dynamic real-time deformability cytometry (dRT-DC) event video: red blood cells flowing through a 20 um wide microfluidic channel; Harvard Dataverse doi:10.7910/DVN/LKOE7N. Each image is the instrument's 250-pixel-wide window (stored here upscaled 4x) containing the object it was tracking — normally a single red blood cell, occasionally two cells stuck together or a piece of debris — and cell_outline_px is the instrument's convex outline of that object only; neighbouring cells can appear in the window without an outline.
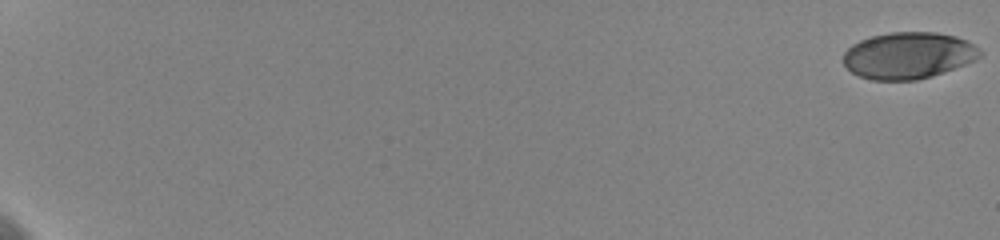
{"species": "human", "species_latin": "Homo sapiens", "temperature_condition": "cold", "stored_images_in_passage": 57, "camera_frame_rate_fps": 3000, "um_per_image_px": 0.085, "donor": {"sex": "female"}, "frame": {"image": 1, "passage_image": 1, "time_ms": 0.0, "image_size_px": [1000, 240], "cell_outline_px": [[984, 56], [976, 60], [916, 80], [872, 80], [860, 76], [852, 72], [844, 64], [844, 52], [852, 44], [860, 40], [872, 36], [888, 32], [936, 32], [956, 36], [980, 48], [984, 52]], "centroid_in_image_um": [77.22, 4.7], "position_along_channel_um": 7.8, "area_um2": 36.93}}
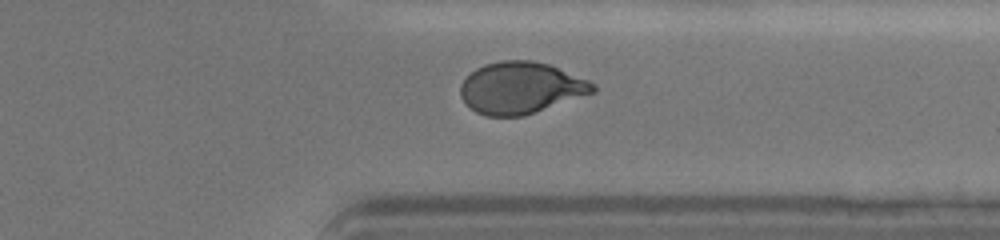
{"frame": {"image": 2, "passage_image": 50, "time_ms": 16.333, "image_size_px": [1000, 240], "cell_outline_px": [[596, 92], [524, 116], [488, 116], [476, 112], [460, 96], [460, 84], [476, 68], [484, 64], [500, 60], [532, 60], [548, 64], [588, 80], [596, 84]], "centroid_in_image_um": [44.28, 7.46], "position_along_channel_um": 367.1, "area_um2": 39.82}}
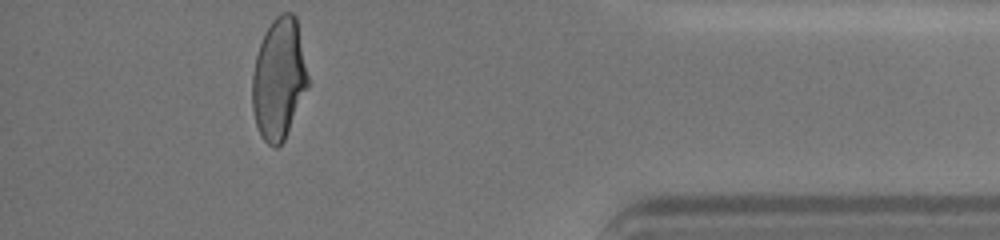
{"frame": {"image": 3, "passage_image": 56, "time_ms": 18.333, "image_size_px": [1000, 240], "cell_outline_px": [[308, 88], [284, 140], [276, 148], [268, 144], [260, 136], [256, 124], [252, 108], [252, 72], [256, 56], [260, 44], [272, 20], [280, 12], [292, 12], [296, 16], [308, 76]], "centroid_in_image_um": [23.7, 6.71], "position_along_channel_um": 411.5, "area_um2": 39.3}, "authors_computed_cell_mechanics": {"area_um2": 39.4774, "velocity_mm_per_s": 3.606, "shape_relaxation_time_tau1_ms": 4.5208, "shape_relaxation_time_tau2_ms": 1.155, "deformation_change_tau1": 0.1732, "deformation_change_tau2": 0.0556}}